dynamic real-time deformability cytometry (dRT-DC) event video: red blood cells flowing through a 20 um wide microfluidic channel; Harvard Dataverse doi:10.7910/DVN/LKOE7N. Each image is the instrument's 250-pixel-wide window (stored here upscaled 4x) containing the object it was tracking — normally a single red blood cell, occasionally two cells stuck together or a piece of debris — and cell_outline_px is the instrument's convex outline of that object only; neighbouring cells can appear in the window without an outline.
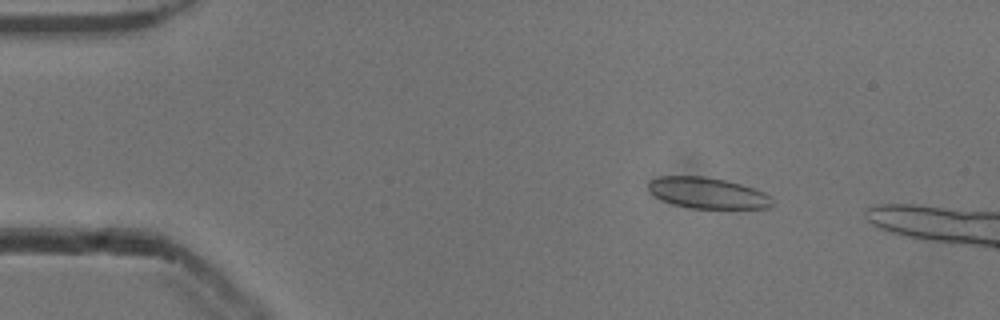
{"species": "common noctule bat (a hibernating species)", "species_latin": "Nyctalus noctula", "temperature_condition": "cold", "stored_images_in_passage": 13, "camera_frame_rate_fps": 3000, "um_per_image_px": 0.085, "animal": {"sex": "male", "body_mass_g": 13.3}, "frame": {"image": 1, "passage_image": 8, "time_ms": 2.333, "image_size_px": [1000, 320], "cell_outline_px": [[776, 204], [768, 208], [692, 208], [672, 204], [656, 196], [648, 188], [648, 180], [660, 176], [704, 176], [724, 180], [740, 184], [764, 192], [772, 196]], "centroid_in_image_um": [60.18, 16.4], "position_along_channel_um": 24.8, "area_um2": 22.37}}